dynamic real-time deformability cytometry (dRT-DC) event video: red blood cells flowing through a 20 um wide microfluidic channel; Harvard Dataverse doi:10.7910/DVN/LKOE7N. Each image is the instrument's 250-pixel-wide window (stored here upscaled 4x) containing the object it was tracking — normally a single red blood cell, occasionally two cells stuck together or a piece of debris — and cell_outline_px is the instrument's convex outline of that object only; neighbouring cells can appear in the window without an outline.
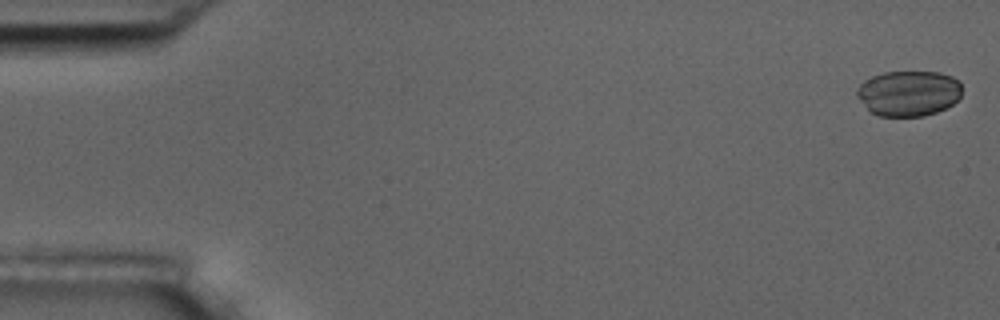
{"species": "common noctule bat (a hibernating species)", "species_latin": "Nyctalus noctula", "temperature_condition": "room temperature", "stored_images_in_passage": 5, "camera_frame_rate_fps": 3000, "um_per_image_px": 0.085, "animal": {"sex": "male", "body_mass_g": 17.5, "forearm_length_mm": 52.3}, "frame": {"image": 1, "passage_image": 1, "time_ms": 0.0, "image_size_px": [1000, 320], "cell_outline_px": [[960, 96], [952, 104], [936, 112], [924, 116], [880, 116], [872, 112], [856, 96], [856, 88], [864, 80], [872, 76], [884, 72], [940, 72], [952, 76], [960, 80]], "centroid_in_image_um": [77.22, 7.91], "position_along_channel_um": 7.8, "area_um2": 27.8}}
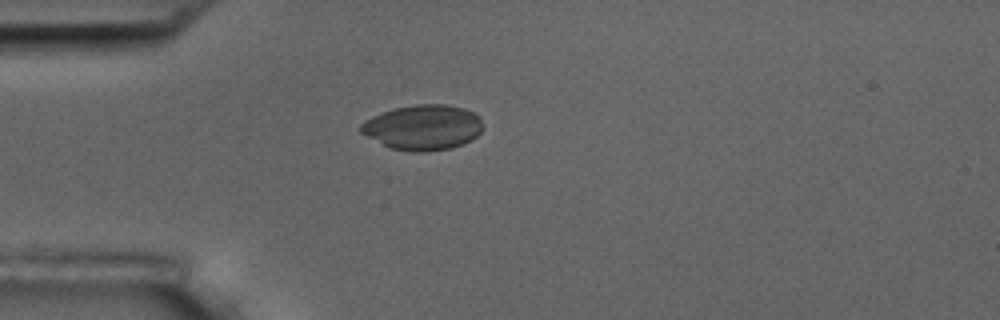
{"frame": {"image": 2, "passage_image": 5, "time_ms": 4.667, "image_size_px": [1000, 320], "cell_outline_px": [[484, 128], [472, 140], [452, 148], [428, 152], [412, 152], [392, 148], [360, 132], [360, 124], [364, 120], [372, 116], [396, 108], [416, 104], [444, 104], [464, 108], [480, 116]], "centroid_in_image_um": [35.99, 10.83], "position_along_channel_um": 49.0, "area_um2": 32.14}}